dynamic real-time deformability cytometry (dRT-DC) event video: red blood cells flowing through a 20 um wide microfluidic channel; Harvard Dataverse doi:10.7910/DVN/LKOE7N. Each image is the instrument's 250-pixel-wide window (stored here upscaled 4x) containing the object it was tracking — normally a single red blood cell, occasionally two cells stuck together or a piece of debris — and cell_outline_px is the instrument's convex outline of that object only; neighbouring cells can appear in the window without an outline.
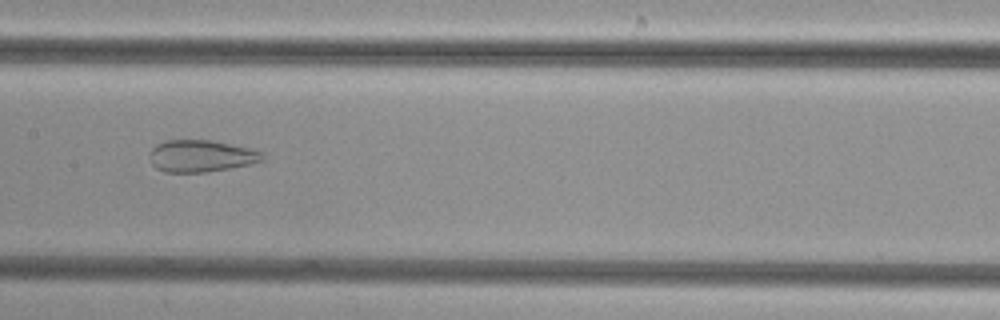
{"species": "common noctule bat (a hibernating species)", "species_latin": "Nyctalus noctula", "temperature_condition": "cold", "stored_images_in_passage": 38, "camera_frame_rate_fps": 3000, "um_per_image_px": 0.085, "animal": {"sex": "female", "body_mass_g": 29.2, "forearm_length_mm": 56.3}, "frame": {"image": 1, "passage_image": 13, "time_ms": 4.0, "image_size_px": [1000, 320], "cell_outline_px": [[264, 160], [252, 164], [204, 172], [164, 172], [156, 168], [152, 164], [148, 156], [152, 148], [156, 144], [164, 140], [212, 140], [252, 148], [264, 152]], "centroid_in_image_um": [17.1, 13.25], "position_along_channel_um": 190.3, "area_um2": 21.27}}
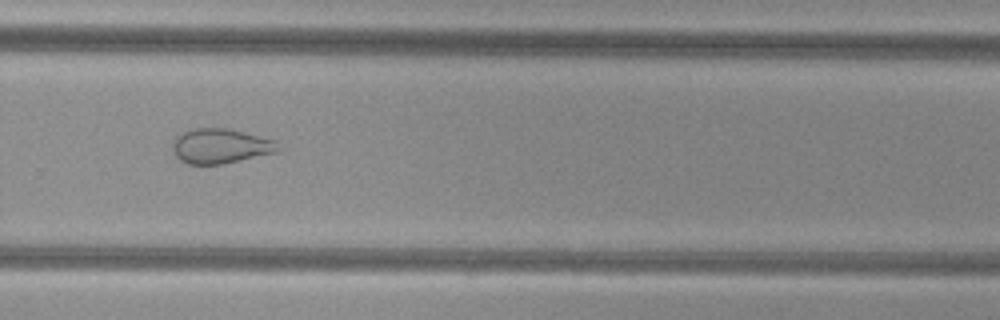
{"frame": {"image": 2, "passage_image": 22, "time_ms": 7.0, "image_size_px": [1000, 320], "cell_outline_px": [[280, 152], [220, 164], [188, 164], [180, 160], [176, 156], [172, 148], [172, 144], [176, 136], [180, 132], [196, 128], [228, 128], [276, 140], [280, 148]], "centroid_in_image_um": [18.75, 12.41], "position_along_channel_um": 311.0, "area_um2": 21.56}}
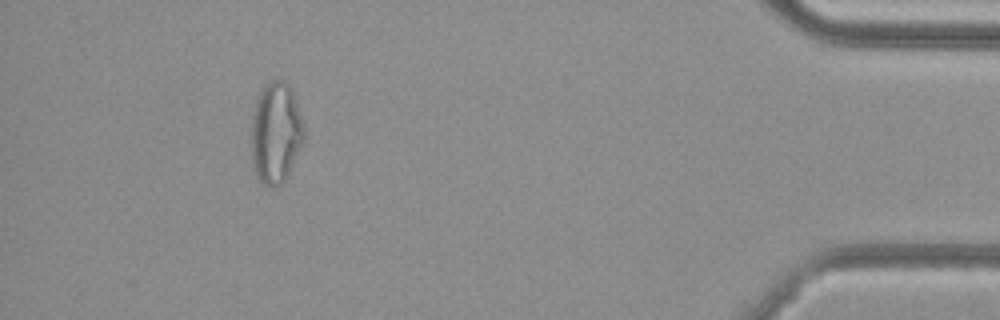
{"frame": {"image": 3, "passage_image": 34, "time_ms": 11.0, "image_size_px": [1000, 320], "cell_outline_px": [[304, 140], [288, 176], [280, 184], [264, 184], [256, 176], [252, 164], [252, 112], [256, 100], [264, 84], [272, 80], [284, 80], [292, 88], [304, 124]], "centroid_in_image_um": [23.45, 11.24], "position_along_channel_um": 411.7, "area_um2": 31.15}}